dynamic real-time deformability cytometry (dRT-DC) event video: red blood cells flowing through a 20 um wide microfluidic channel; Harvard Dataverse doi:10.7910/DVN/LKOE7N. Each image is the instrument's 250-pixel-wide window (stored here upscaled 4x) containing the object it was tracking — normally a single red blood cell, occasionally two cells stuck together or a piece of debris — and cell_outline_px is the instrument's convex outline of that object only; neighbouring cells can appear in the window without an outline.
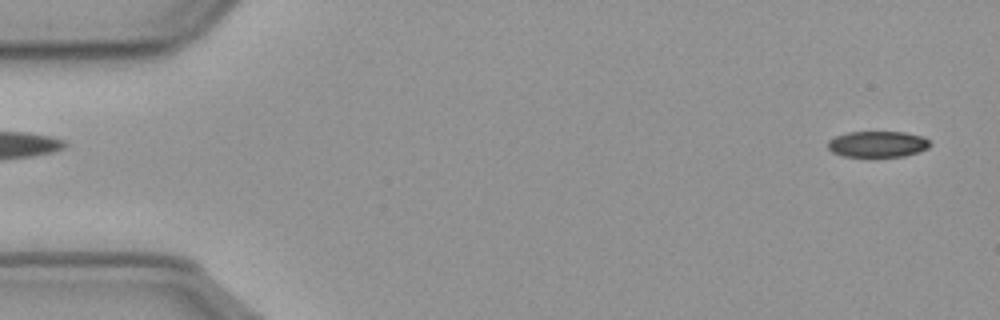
{"species": "common noctule bat (a hibernating species)", "species_latin": "Nyctalus noctula", "temperature_condition": "cold", "stored_images_in_passage": 56, "camera_frame_rate_fps": 3000, "um_per_image_px": 0.085, "animal": {"sex": "male", "body_mass_g": 23.1, "forearm_length_mm": 52.7}, "frame": {"image": 1, "passage_image": 2, "time_ms": 0.333, "image_size_px": [1000, 320], "cell_outline_px": [[932, 144], [928, 148], [920, 152], [904, 156], [844, 156], [832, 152], [828, 148], [828, 140], [836, 136], [848, 132], [904, 132], [924, 136]], "centroid_in_image_um": [74.63, 12.24], "position_along_channel_um": 10.4, "area_um2": 15.55}}
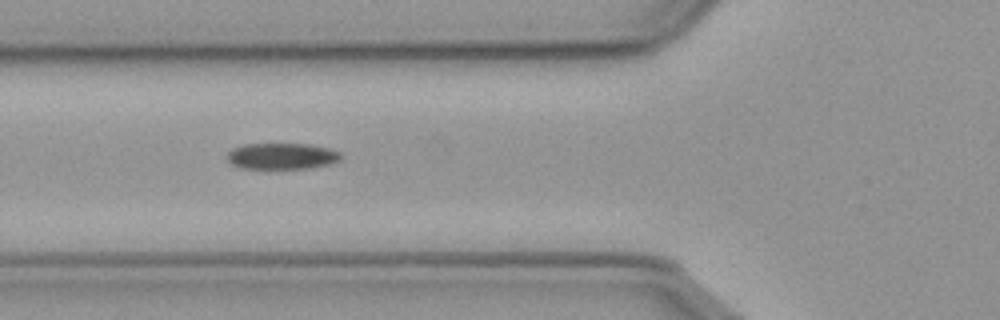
{"frame": {"image": 2, "passage_image": 20, "time_ms": 6.333, "image_size_px": [1000, 320], "cell_outline_px": [[340, 160], [328, 164], [308, 168], [240, 168], [232, 164], [228, 160], [228, 152], [232, 148], [244, 144], [308, 144], [328, 148], [340, 152]], "centroid_in_image_um": [23.93, 13.26], "position_along_channel_um": 101.9, "area_um2": 17.17}}
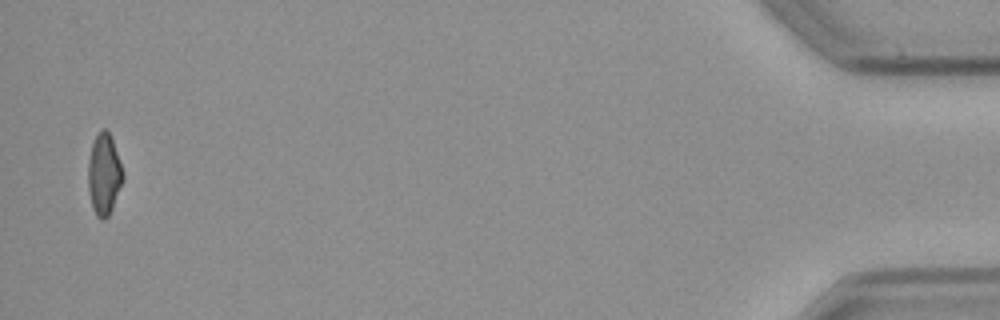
{"frame": {"image": 3, "passage_image": 55, "time_ms": 18.0, "image_size_px": [1000, 320], "cell_outline_px": [[124, 180], [112, 208], [108, 216], [104, 220], [100, 220], [96, 216], [92, 208], [88, 192], [88, 160], [92, 144], [100, 128], [104, 128], [108, 132], [112, 140], [124, 176]], "centroid_in_image_um": [8.82, 14.86], "position_along_channel_um": 426.4, "area_um2": 16.47}, "authors_computed_cell_mechanics": {"area_um2": 17.3689, "velocity_mm_per_s": 3.6102, "shape_relaxation_time_tau1_ms": 4.4728, "shape_relaxation_time_tau2_ms": 9.1817, "deformation_change_tau1": 0.1181, "deformation_change_tau2": 0.1593}}